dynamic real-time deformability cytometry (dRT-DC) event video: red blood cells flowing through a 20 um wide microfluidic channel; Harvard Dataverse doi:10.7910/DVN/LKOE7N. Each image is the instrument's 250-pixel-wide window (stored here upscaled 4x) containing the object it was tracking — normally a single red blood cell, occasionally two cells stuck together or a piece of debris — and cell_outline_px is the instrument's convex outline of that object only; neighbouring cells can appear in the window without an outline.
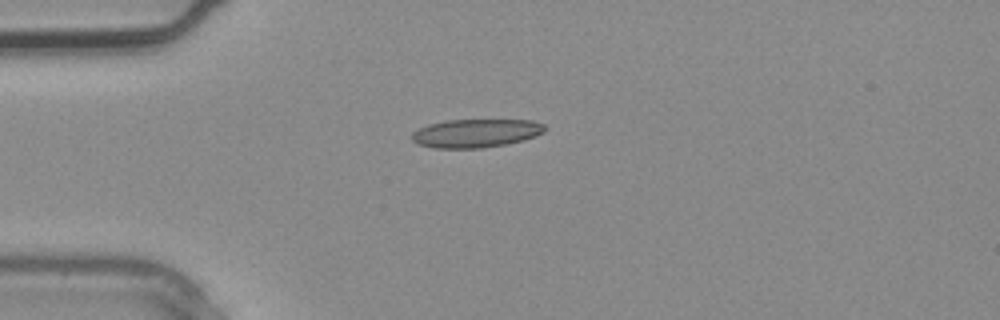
{"species": "common noctule bat (a hibernating species)", "species_latin": "Nyctalus noctula", "temperature_condition": "warm", "stored_images_in_passage": 2, "camera_frame_rate_fps": 3000, "um_per_image_px": 0.085, "animal": {"sex": "male", "body_mass_g": 20.4}, "frame": {"image": 1, "passage_image": 2, "time_ms": 0.333, "image_size_px": [1000, 320], "cell_outline_px": [[548, 128], [544, 132], [536, 136], [524, 140], [504, 144], [480, 148], [432, 148], [416, 144], [412, 140], [412, 132], [428, 124], [448, 120], [532, 120], [544, 124]], "centroid_in_image_um": [40.46, 11.32], "position_along_channel_um": 44.5, "area_um2": 22.14}}